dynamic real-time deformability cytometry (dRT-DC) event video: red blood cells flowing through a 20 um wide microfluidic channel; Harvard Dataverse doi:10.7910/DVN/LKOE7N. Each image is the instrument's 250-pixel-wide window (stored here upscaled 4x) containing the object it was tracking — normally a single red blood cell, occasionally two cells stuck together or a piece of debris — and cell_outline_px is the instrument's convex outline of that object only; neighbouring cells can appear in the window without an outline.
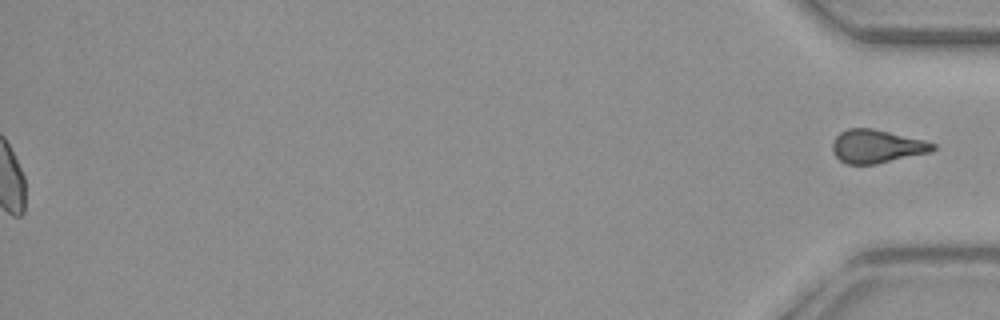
{"species": "common noctule bat (a hibernating species)", "species_latin": "Nyctalus noctula", "temperature_condition": "warm", "stored_images_in_passage": 53, "segment_of_instrument_passage": [2, 2], "camera_frame_rate_fps": 3000, "um_per_image_px": 0.085, "animal": {"sex": "female", "body_mass_g": 29.2, "forearm_length_mm": 56.3}, "frame": {"image": 1, "passage_image": 53, "time_ms": 17.333, "image_size_px": [1000, 320], "cell_outline_px": [[936, 148], [932, 152], [876, 164], [844, 164], [832, 152], [832, 144], [836, 136], [840, 132], [848, 128], [872, 128], [924, 140], [936, 144]], "centroid_in_image_um": [74.52, 12.44], "position_along_channel_um": 360.7, "area_um2": 19.59}}